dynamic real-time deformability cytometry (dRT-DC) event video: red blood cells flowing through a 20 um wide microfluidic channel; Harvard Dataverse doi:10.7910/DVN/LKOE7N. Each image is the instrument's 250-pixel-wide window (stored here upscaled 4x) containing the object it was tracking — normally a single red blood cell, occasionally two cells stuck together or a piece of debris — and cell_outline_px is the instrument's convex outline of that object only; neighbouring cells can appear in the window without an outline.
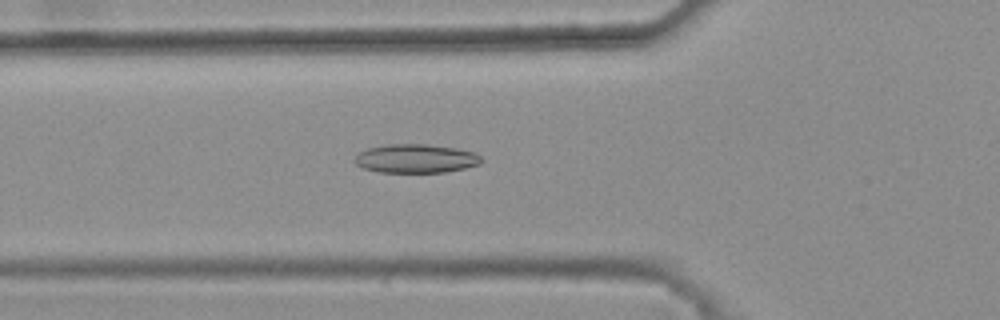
{"species": "common noctule bat (a hibernating species)", "species_latin": "Nyctalus noctula", "temperature_condition": "warm", "stored_images_in_passage": 47, "camera_frame_rate_fps": 3000, "um_per_image_px": 0.085, "animal": {"sex": "female", "body_mass_g": 25.1}, "frame": {"image": 1, "passage_image": 19, "time_ms": 6.0, "image_size_px": [1000, 320], "cell_outline_px": [[484, 160], [480, 164], [464, 168], [444, 172], [380, 172], [364, 168], [356, 164], [356, 156], [360, 152], [368, 148], [388, 144], [428, 144], [456, 148], [476, 152]], "centroid_in_image_um": [35.4, 13.47], "position_along_channel_um": 90.4, "area_um2": 21.15}}
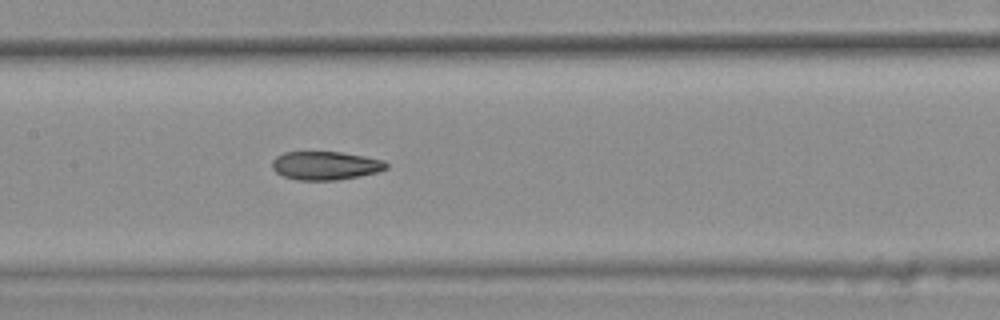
{"frame": {"image": 2, "passage_image": 26, "time_ms": 8.333, "image_size_px": [1000, 320], "cell_outline_px": [[388, 168], [376, 172], [336, 180], [300, 180], [284, 176], [276, 172], [272, 168], [272, 160], [276, 156], [284, 152], [340, 152], [364, 156], [384, 160], [388, 164]], "centroid_in_image_um": [27.65, 14.06], "position_along_channel_um": 179.8, "area_um2": 18.79}}
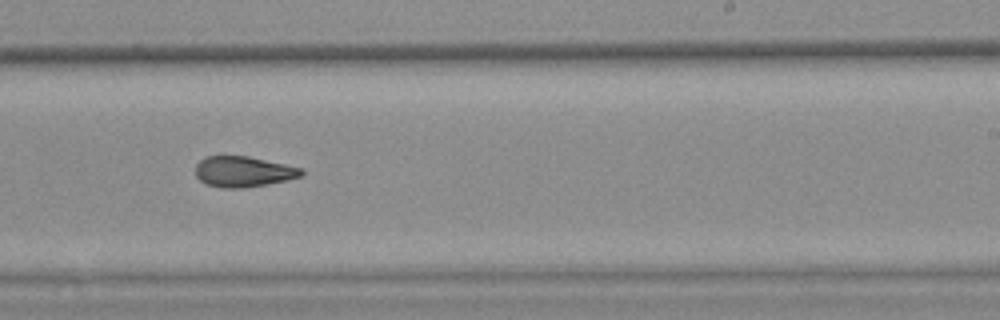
{"frame": {"image": 3, "passage_image": 33, "time_ms": 10.667, "image_size_px": [1000, 320], "cell_outline_px": [[304, 172], [300, 176], [268, 184], [244, 188], [220, 188], [208, 184], [200, 180], [196, 176], [196, 164], [204, 156], [248, 156], [304, 168]], "centroid_in_image_um": [20.67, 14.58], "position_along_channel_um": 268.3, "area_um2": 18.9}, "authors_computed_cell_mechanics": {"area_um2": 19.8254, "velocity_mm_per_s": 3.8072, "shape_relaxation_time_tau1_ms": null, "shape_relaxation_time_tau2_ms": 3.2798, "deformation_change_tau1": null, "deformation_change_tau2": 0.105}}